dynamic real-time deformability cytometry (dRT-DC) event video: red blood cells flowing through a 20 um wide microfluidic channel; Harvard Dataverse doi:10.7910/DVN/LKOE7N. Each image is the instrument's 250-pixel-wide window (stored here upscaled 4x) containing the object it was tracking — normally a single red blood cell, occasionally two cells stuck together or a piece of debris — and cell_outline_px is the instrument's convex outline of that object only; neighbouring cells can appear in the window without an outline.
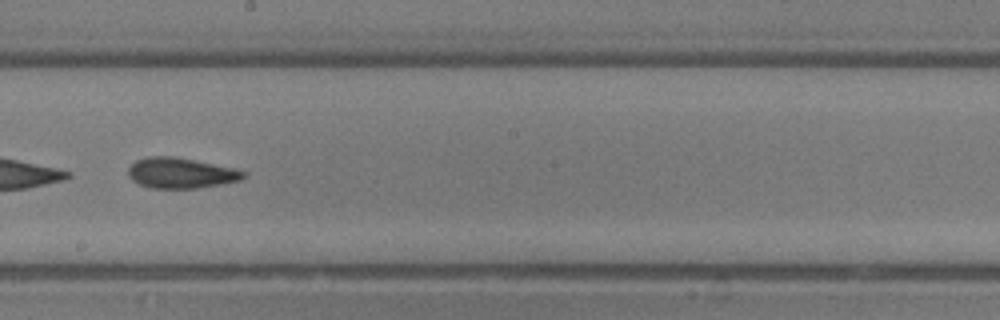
{"species": "common noctule bat (a hibernating species)", "species_latin": "Nyctalus noctula", "temperature_condition": "room temperature", "stored_images_in_passage": 38, "camera_frame_rate_fps": 3000, "um_per_image_px": 0.085, "animal": {"sex": "male", "body_mass_g": 13.3}, "frame": {"image": 1, "passage_image": 21, "time_ms": 6.667, "image_size_px": [1000, 320], "cell_outline_px": [[248, 176], [240, 180], [220, 184], [196, 188], [148, 188], [132, 180], [128, 176], [128, 168], [136, 160], [148, 156], [172, 156], [236, 168], [248, 172]], "centroid_in_image_um": [15.39, 14.7], "position_along_channel_um": 232.8, "area_um2": 20.58}}
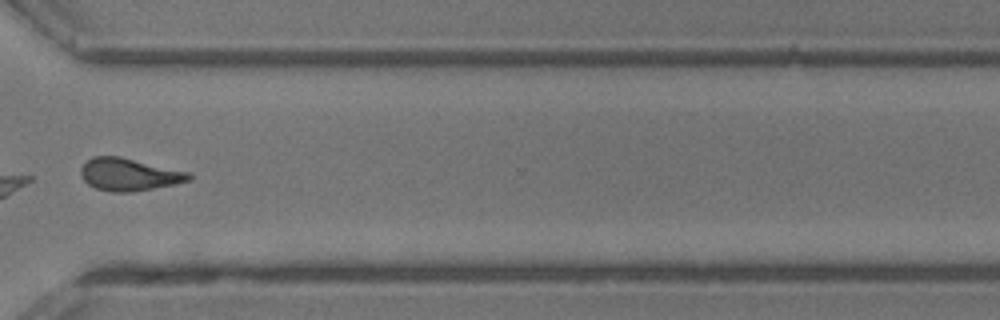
{"frame": {"image": 2, "passage_image": 28, "time_ms": 9.0, "image_size_px": [1000, 320], "cell_outline_px": [[192, 180], [176, 184], [132, 192], [112, 192], [96, 188], [88, 184], [84, 180], [80, 172], [80, 168], [92, 156], [120, 156], [192, 172]], "centroid_in_image_um": [11.02, 14.82], "position_along_channel_um": 359.6, "area_um2": 20.69}}